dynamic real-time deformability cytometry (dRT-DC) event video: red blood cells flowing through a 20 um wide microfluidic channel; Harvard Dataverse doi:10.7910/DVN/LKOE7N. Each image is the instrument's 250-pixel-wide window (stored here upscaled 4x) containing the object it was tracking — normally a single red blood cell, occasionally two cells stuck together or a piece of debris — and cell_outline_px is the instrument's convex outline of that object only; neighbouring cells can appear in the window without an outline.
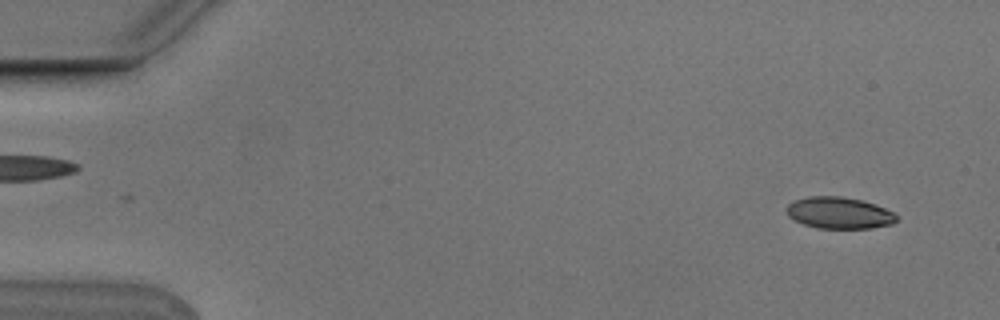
{"species": "Egyptian fruit bat (a non-hibernating species)", "species_latin": "Rousettus aegyptiacus", "temperature_condition": "cold", "stored_images_in_passage": 4, "camera_frame_rate_fps": 3000, "um_per_image_px": 0.085, "animal": {"sex": "male"}, "frame": {"image": 1, "passage_image": 1, "time_ms": 0.0, "image_size_px": [1000, 320], "cell_outline_px": [[896, 220], [892, 224], [872, 228], [816, 228], [804, 224], [788, 216], [784, 208], [792, 200], [808, 196], [840, 196], [860, 200], [876, 204], [896, 212]], "centroid_in_image_um": [71.31, 18.08], "position_along_channel_um": 13.7, "area_um2": 20.46}}
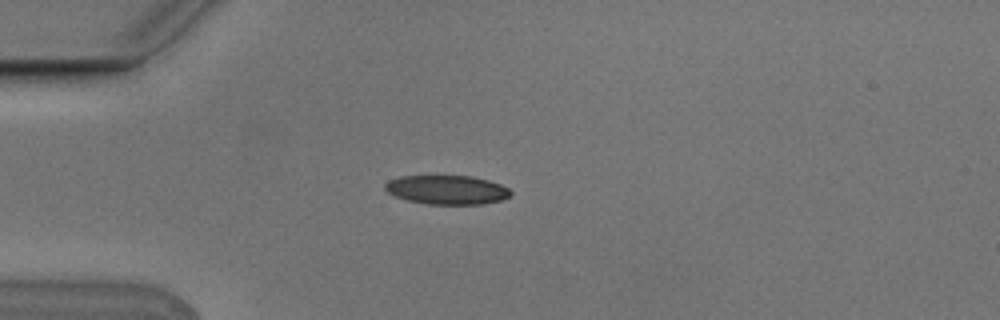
{"frame": {"image": 2, "passage_image": 4, "time_ms": 1.0, "image_size_px": [1000, 320], "cell_outline_px": [[512, 196], [500, 200], [480, 204], [428, 204], [408, 200], [396, 196], [388, 192], [384, 188], [384, 184], [388, 180], [400, 176], [472, 176], [488, 180], [500, 184], [508, 188], [512, 192]], "centroid_in_image_um": [37.99, 16.13], "position_along_channel_um": 47.0, "area_um2": 21.21}}